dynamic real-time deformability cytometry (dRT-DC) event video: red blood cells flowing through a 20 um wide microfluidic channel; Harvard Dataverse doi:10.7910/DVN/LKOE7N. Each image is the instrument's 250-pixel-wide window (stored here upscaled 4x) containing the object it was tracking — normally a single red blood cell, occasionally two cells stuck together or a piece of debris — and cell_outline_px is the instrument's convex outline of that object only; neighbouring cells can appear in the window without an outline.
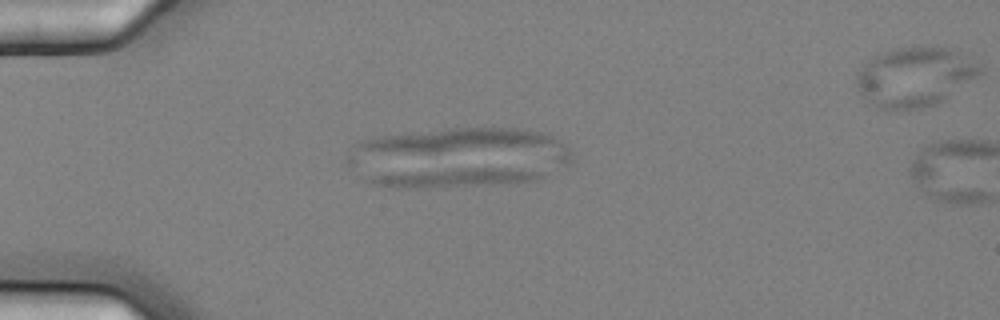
{"species": "common noctule bat (a hibernating species)", "species_latin": "Nyctalus noctula", "temperature_condition": "cold", "stored_images_in_passage": 18, "camera_frame_rate_fps": 3000, "um_per_image_px": 0.085, "animal": {"sex": "female", "body_mass_g": 25.1}, "frame": {"image": 1, "passage_image": 15, "time_ms": 4.667, "image_size_px": [1000, 320], "cell_outline_px": [[544, 176], [536, 180], [516, 184], [424, 188], [396, 188], [372, 184], [368, 180], [376, 176], [456, 168], [508, 168], [540, 172]], "centroid_in_image_um": [38.83, 15.13], "position_along_channel_um": 46.2, "area_um2": 18.61}}